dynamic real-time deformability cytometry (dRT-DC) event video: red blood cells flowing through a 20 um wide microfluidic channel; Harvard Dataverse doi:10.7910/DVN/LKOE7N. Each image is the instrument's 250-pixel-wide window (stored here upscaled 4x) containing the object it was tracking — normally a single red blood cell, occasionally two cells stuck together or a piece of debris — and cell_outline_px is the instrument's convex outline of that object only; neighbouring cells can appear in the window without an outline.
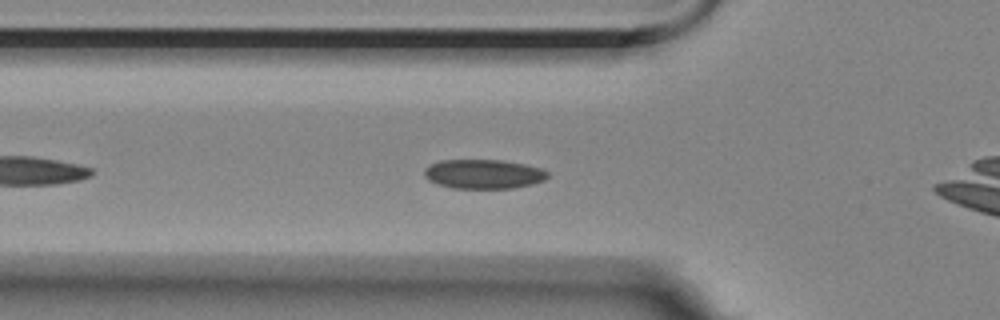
{"species": "Egyptian fruit bat (a non-hibernating species)", "species_latin": "Rousettus aegyptiacus", "temperature_condition": "room temperature", "stored_images_in_passage": 48, "camera_frame_rate_fps": 3000, "um_per_image_px": 0.085, "animal": {"sex": "female"}, "frame": {"image": 1, "passage_image": 9, "time_ms": 2.667, "image_size_px": [1000, 320], "cell_outline_px": [[548, 176], [544, 180], [532, 184], [512, 188], [452, 188], [436, 184], [428, 180], [424, 176], [424, 168], [428, 164], [440, 160], [500, 160], [524, 164], [540, 168], [548, 172]], "centroid_in_image_um": [41.04, 14.79], "position_along_channel_um": 84.8, "area_um2": 21.15}}
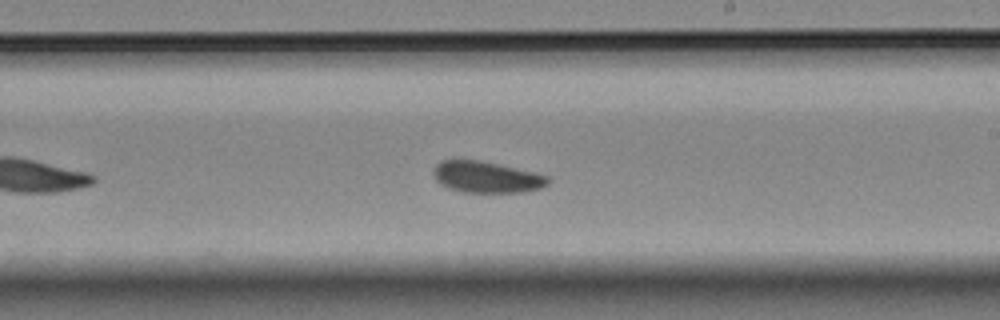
{"frame": {"image": 2, "passage_image": 23, "time_ms": 7.333, "image_size_px": [1000, 320], "cell_outline_px": [[548, 184], [540, 188], [524, 192], [464, 192], [448, 188], [440, 184], [436, 180], [432, 172], [436, 164], [440, 160], [456, 156], [480, 160], [532, 172], [548, 176]], "centroid_in_image_um": [41.24, 15.01], "position_along_channel_um": 247.8, "area_um2": 21.33}}
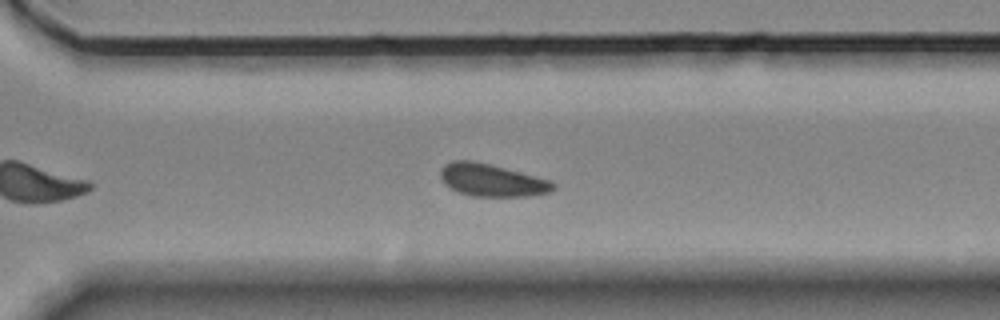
{"frame": {"image": 3, "passage_image": 30, "time_ms": 9.667, "image_size_px": [1000, 320], "cell_outline_px": [[556, 188], [552, 192], [528, 196], [472, 196], [456, 192], [444, 184], [440, 176], [440, 168], [444, 164], [452, 160], [472, 160], [552, 180], [556, 184]], "centroid_in_image_um": [41.8, 15.32], "position_along_channel_um": 328.8, "area_um2": 21.56}, "authors_computed_cell_mechanics": {"area_um2": 21.1548, "velocity_mm_per_s": 3.4839, "shape_relaxation_time_tau1_ms": 3.3438, "shape_relaxation_time_tau2_ms": null, "deformation_change_tau1": 0.0546, "deformation_change_tau2": null}}